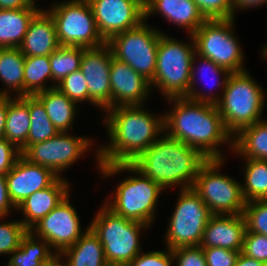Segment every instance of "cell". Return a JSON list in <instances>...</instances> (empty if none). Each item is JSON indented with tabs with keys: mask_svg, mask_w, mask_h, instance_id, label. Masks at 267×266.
<instances>
[{
	"mask_svg": "<svg viewBox=\"0 0 267 266\" xmlns=\"http://www.w3.org/2000/svg\"><path fill=\"white\" fill-rule=\"evenodd\" d=\"M105 112L111 142L97 149L98 165L131 164L164 132V116L157 117L141 105H118Z\"/></svg>",
	"mask_w": 267,
	"mask_h": 266,
	"instance_id": "obj_1",
	"label": "cell"
},
{
	"mask_svg": "<svg viewBox=\"0 0 267 266\" xmlns=\"http://www.w3.org/2000/svg\"><path fill=\"white\" fill-rule=\"evenodd\" d=\"M168 100L174 107L163 115L164 134L196 148L208 159H223L217 148L233 141V136L226 130L217 106L186 97Z\"/></svg>",
	"mask_w": 267,
	"mask_h": 266,
	"instance_id": "obj_2",
	"label": "cell"
},
{
	"mask_svg": "<svg viewBox=\"0 0 267 266\" xmlns=\"http://www.w3.org/2000/svg\"><path fill=\"white\" fill-rule=\"evenodd\" d=\"M207 160L196 148L163 135L131 164L163 189L175 185L187 189L193 187Z\"/></svg>",
	"mask_w": 267,
	"mask_h": 266,
	"instance_id": "obj_3",
	"label": "cell"
},
{
	"mask_svg": "<svg viewBox=\"0 0 267 266\" xmlns=\"http://www.w3.org/2000/svg\"><path fill=\"white\" fill-rule=\"evenodd\" d=\"M100 172L105 177H111L123 171L137 173L139 176H129L117 185L113 200L103 203L107 208L125 219L137 221L150 226L155 217V207L163 188L144 176L132 164L99 165Z\"/></svg>",
	"mask_w": 267,
	"mask_h": 266,
	"instance_id": "obj_4",
	"label": "cell"
},
{
	"mask_svg": "<svg viewBox=\"0 0 267 266\" xmlns=\"http://www.w3.org/2000/svg\"><path fill=\"white\" fill-rule=\"evenodd\" d=\"M216 104L226 130L234 137L244 127L261 120L265 92L247 70L231 73Z\"/></svg>",
	"mask_w": 267,
	"mask_h": 266,
	"instance_id": "obj_5",
	"label": "cell"
},
{
	"mask_svg": "<svg viewBox=\"0 0 267 266\" xmlns=\"http://www.w3.org/2000/svg\"><path fill=\"white\" fill-rule=\"evenodd\" d=\"M89 227L103 245L107 264L127 266L141 252V229L149 226L125 219L103 205Z\"/></svg>",
	"mask_w": 267,
	"mask_h": 266,
	"instance_id": "obj_6",
	"label": "cell"
},
{
	"mask_svg": "<svg viewBox=\"0 0 267 266\" xmlns=\"http://www.w3.org/2000/svg\"><path fill=\"white\" fill-rule=\"evenodd\" d=\"M189 37L193 43L178 42L165 33L160 35L156 70L150 85L161 90L166 99L188 95L191 63L196 53L193 37Z\"/></svg>",
	"mask_w": 267,
	"mask_h": 266,
	"instance_id": "obj_7",
	"label": "cell"
},
{
	"mask_svg": "<svg viewBox=\"0 0 267 266\" xmlns=\"http://www.w3.org/2000/svg\"><path fill=\"white\" fill-rule=\"evenodd\" d=\"M223 159H208L200 168L193 189L212 215L243 214L246 201L242 184L219 172ZM218 171V172H217Z\"/></svg>",
	"mask_w": 267,
	"mask_h": 266,
	"instance_id": "obj_8",
	"label": "cell"
},
{
	"mask_svg": "<svg viewBox=\"0 0 267 266\" xmlns=\"http://www.w3.org/2000/svg\"><path fill=\"white\" fill-rule=\"evenodd\" d=\"M60 46L96 48L104 45L88 0H69L51 6Z\"/></svg>",
	"mask_w": 267,
	"mask_h": 266,
	"instance_id": "obj_9",
	"label": "cell"
},
{
	"mask_svg": "<svg viewBox=\"0 0 267 266\" xmlns=\"http://www.w3.org/2000/svg\"><path fill=\"white\" fill-rule=\"evenodd\" d=\"M233 24L234 18L206 20L192 34L196 54L212 60L230 73L246 70L243 52L232 32Z\"/></svg>",
	"mask_w": 267,
	"mask_h": 266,
	"instance_id": "obj_10",
	"label": "cell"
},
{
	"mask_svg": "<svg viewBox=\"0 0 267 266\" xmlns=\"http://www.w3.org/2000/svg\"><path fill=\"white\" fill-rule=\"evenodd\" d=\"M162 32L143 21L138 27L113 36L106 42L117 60L127 63L150 83L154 79Z\"/></svg>",
	"mask_w": 267,
	"mask_h": 266,
	"instance_id": "obj_11",
	"label": "cell"
},
{
	"mask_svg": "<svg viewBox=\"0 0 267 266\" xmlns=\"http://www.w3.org/2000/svg\"><path fill=\"white\" fill-rule=\"evenodd\" d=\"M180 193L165 235L170 250L199 246L206 224L212 216L193 188L181 189Z\"/></svg>",
	"mask_w": 267,
	"mask_h": 266,
	"instance_id": "obj_12",
	"label": "cell"
},
{
	"mask_svg": "<svg viewBox=\"0 0 267 266\" xmlns=\"http://www.w3.org/2000/svg\"><path fill=\"white\" fill-rule=\"evenodd\" d=\"M67 133L59 132L46 141L29 145L21 154L28 161L49 168L57 176L63 177L61 172L75 163L92 144L88 137L70 136Z\"/></svg>",
	"mask_w": 267,
	"mask_h": 266,
	"instance_id": "obj_13",
	"label": "cell"
},
{
	"mask_svg": "<svg viewBox=\"0 0 267 266\" xmlns=\"http://www.w3.org/2000/svg\"><path fill=\"white\" fill-rule=\"evenodd\" d=\"M105 42L145 21L144 0H88Z\"/></svg>",
	"mask_w": 267,
	"mask_h": 266,
	"instance_id": "obj_14",
	"label": "cell"
},
{
	"mask_svg": "<svg viewBox=\"0 0 267 266\" xmlns=\"http://www.w3.org/2000/svg\"><path fill=\"white\" fill-rule=\"evenodd\" d=\"M69 194L30 231L50 244L60 255L74 245L84 234L75 208L69 202Z\"/></svg>",
	"mask_w": 267,
	"mask_h": 266,
	"instance_id": "obj_15",
	"label": "cell"
},
{
	"mask_svg": "<svg viewBox=\"0 0 267 266\" xmlns=\"http://www.w3.org/2000/svg\"><path fill=\"white\" fill-rule=\"evenodd\" d=\"M113 53L110 46L86 48L80 70L87 81L89 102L104 110L111 108L110 66Z\"/></svg>",
	"mask_w": 267,
	"mask_h": 266,
	"instance_id": "obj_16",
	"label": "cell"
},
{
	"mask_svg": "<svg viewBox=\"0 0 267 266\" xmlns=\"http://www.w3.org/2000/svg\"><path fill=\"white\" fill-rule=\"evenodd\" d=\"M58 178L49 168L34 164L21 155L6 174L9 198L17 207L34 192L49 187Z\"/></svg>",
	"mask_w": 267,
	"mask_h": 266,
	"instance_id": "obj_17",
	"label": "cell"
},
{
	"mask_svg": "<svg viewBox=\"0 0 267 266\" xmlns=\"http://www.w3.org/2000/svg\"><path fill=\"white\" fill-rule=\"evenodd\" d=\"M111 108L144 104L151 91L148 80L133 70L127 63L112 56L110 66ZM119 103V104H118Z\"/></svg>",
	"mask_w": 267,
	"mask_h": 266,
	"instance_id": "obj_18",
	"label": "cell"
},
{
	"mask_svg": "<svg viewBox=\"0 0 267 266\" xmlns=\"http://www.w3.org/2000/svg\"><path fill=\"white\" fill-rule=\"evenodd\" d=\"M246 221L243 214L212 215L200 243L202 248H225L242 251Z\"/></svg>",
	"mask_w": 267,
	"mask_h": 266,
	"instance_id": "obj_19",
	"label": "cell"
},
{
	"mask_svg": "<svg viewBox=\"0 0 267 266\" xmlns=\"http://www.w3.org/2000/svg\"><path fill=\"white\" fill-rule=\"evenodd\" d=\"M59 46L55 22L50 13L41 8L29 23L18 48L24 56H50Z\"/></svg>",
	"mask_w": 267,
	"mask_h": 266,
	"instance_id": "obj_20",
	"label": "cell"
},
{
	"mask_svg": "<svg viewBox=\"0 0 267 266\" xmlns=\"http://www.w3.org/2000/svg\"><path fill=\"white\" fill-rule=\"evenodd\" d=\"M144 8L145 21L155 12L160 13L169 22L189 30L190 35L206 21L193 0H144Z\"/></svg>",
	"mask_w": 267,
	"mask_h": 266,
	"instance_id": "obj_21",
	"label": "cell"
},
{
	"mask_svg": "<svg viewBox=\"0 0 267 266\" xmlns=\"http://www.w3.org/2000/svg\"><path fill=\"white\" fill-rule=\"evenodd\" d=\"M68 192L69 183L62 177L49 187L34 192L16 207L25 215V218L20 221L30 230L51 212L69 194Z\"/></svg>",
	"mask_w": 267,
	"mask_h": 266,
	"instance_id": "obj_22",
	"label": "cell"
},
{
	"mask_svg": "<svg viewBox=\"0 0 267 266\" xmlns=\"http://www.w3.org/2000/svg\"><path fill=\"white\" fill-rule=\"evenodd\" d=\"M39 10L37 6L23 9H0V48H18L29 23Z\"/></svg>",
	"mask_w": 267,
	"mask_h": 266,
	"instance_id": "obj_23",
	"label": "cell"
},
{
	"mask_svg": "<svg viewBox=\"0 0 267 266\" xmlns=\"http://www.w3.org/2000/svg\"><path fill=\"white\" fill-rule=\"evenodd\" d=\"M60 255L67 258L64 266H109L103 245L89 226L80 239Z\"/></svg>",
	"mask_w": 267,
	"mask_h": 266,
	"instance_id": "obj_24",
	"label": "cell"
},
{
	"mask_svg": "<svg viewBox=\"0 0 267 266\" xmlns=\"http://www.w3.org/2000/svg\"><path fill=\"white\" fill-rule=\"evenodd\" d=\"M46 113L59 132H69L76 117L77 104L62 93L57 87L36 93Z\"/></svg>",
	"mask_w": 267,
	"mask_h": 266,
	"instance_id": "obj_25",
	"label": "cell"
},
{
	"mask_svg": "<svg viewBox=\"0 0 267 266\" xmlns=\"http://www.w3.org/2000/svg\"><path fill=\"white\" fill-rule=\"evenodd\" d=\"M230 141L233 152L245 159L267 160V120L244 127Z\"/></svg>",
	"mask_w": 267,
	"mask_h": 266,
	"instance_id": "obj_26",
	"label": "cell"
},
{
	"mask_svg": "<svg viewBox=\"0 0 267 266\" xmlns=\"http://www.w3.org/2000/svg\"><path fill=\"white\" fill-rule=\"evenodd\" d=\"M14 98L8 95L5 138L16 145L22 153L27 148L31 119L28 105L20 97Z\"/></svg>",
	"mask_w": 267,
	"mask_h": 266,
	"instance_id": "obj_27",
	"label": "cell"
},
{
	"mask_svg": "<svg viewBox=\"0 0 267 266\" xmlns=\"http://www.w3.org/2000/svg\"><path fill=\"white\" fill-rule=\"evenodd\" d=\"M38 239L29 230L23 236L20 246L10 254L12 257L7 266H41L58 255L52 252V247L48 242L42 238Z\"/></svg>",
	"mask_w": 267,
	"mask_h": 266,
	"instance_id": "obj_28",
	"label": "cell"
},
{
	"mask_svg": "<svg viewBox=\"0 0 267 266\" xmlns=\"http://www.w3.org/2000/svg\"><path fill=\"white\" fill-rule=\"evenodd\" d=\"M25 56L19 48H0V80L16 97L24 96Z\"/></svg>",
	"mask_w": 267,
	"mask_h": 266,
	"instance_id": "obj_29",
	"label": "cell"
},
{
	"mask_svg": "<svg viewBox=\"0 0 267 266\" xmlns=\"http://www.w3.org/2000/svg\"><path fill=\"white\" fill-rule=\"evenodd\" d=\"M29 108L31 126L27 136V147L56 136L59 131L49 119L45 107L35 95L20 97Z\"/></svg>",
	"mask_w": 267,
	"mask_h": 266,
	"instance_id": "obj_30",
	"label": "cell"
},
{
	"mask_svg": "<svg viewBox=\"0 0 267 266\" xmlns=\"http://www.w3.org/2000/svg\"><path fill=\"white\" fill-rule=\"evenodd\" d=\"M52 80V70L49 56H25L24 63V96L35 95L36 93L54 88L55 85L47 88L44 83Z\"/></svg>",
	"mask_w": 267,
	"mask_h": 266,
	"instance_id": "obj_31",
	"label": "cell"
},
{
	"mask_svg": "<svg viewBox=\"0 0 267 266\" xmlns=\"http://www.w3.org/2000/svg\"><path fill=\"white\" fill-rule=\"evenodd\" d=\"M245 162L244 199L246 202L262 200L267 194V160L246 159Z\"/></svg>",
	"mask_w": 267,
	"mask_h": 266,
	"instance_id": "obj_32",
	"label": "cell"
},
{
	"mask_svg": "<svg viewBox=\"0 0 267 266\" xmlns=\"http://www.w3.org/2000/svg\"><path fill=\"white\" fill-rule=\"evenodd\" d=\"M84 49L83 47L59 46L49 56L55 87L67 75L80 69Z\"/></svg>",
	"mask_w": 267,
	"mask_h": 266,
	"instance_id": "obj_33",
	"label": "cell"
},
{
	"mask_svg": "<svg viewBox=\"0 0 267 266\" xmlns=\"http://www.w3.org/2000/svg\"><path fill=\"white\" fill-rule=\"evenodd\" d=\"M195 57H199V61H202V66L203 67H194V65L193 64H195L194 62L196 61L195 59ZM201 57V58H200ZM200 68H203L202 70L200 69ZM196 69V70H195ZM209 70V71H211V73L214 75V76H217L218 77V75L219 74H222V78H224L223 79V81L221 82H219L217 85H218V87H220V88H225V86H226V83H227V80H228V78H229V76L231 75V73L229 72V71H227L226 69H224V68H222V67H220V66H218L215 62H213L212 60H210V59H208V58H205V57H202V56H200V55H197L196 53L194 54V56H193V59H192V63H191V79H190V84H189V89H188V95L186 96V98H188V99H191V100H194V101H197V102H204V103H210V104H214V105H216L219 101H220V99H221V96L219 97H217V96H212L210 93H208V94H205V93H203V92H201L200 93V91L198 92H196V87H195V83H196V74L195 73H197V72H199V71H203L202 73H201V75H204V70ZM199 70V71H198ZM195 71H197V72H195ZM205 77H207L209 74V72L207 73V71H205ZM216 78V77H215ZM211 79V78H210ZM217 79V78H216ZM219 79H217V81H218ZM215 84V83H214ZM216 86V85H215ZM211 89V88H210ZM210 95V96H209Z\"/></svg>",
	"mask_w": 267,
	"mask_h": 266,
	"instance_id": "obj_34",
	"label": "cell"
},
{
	"mask_svg": "<svg viewBox=\"0 0 267 266\" xmlns=\"http://www.w3.org/2000/svg\"><path fill=\"white\" fill-rule=\"evenodd\" d=\"M243 215L246 221V232L267 236V202L263 200L246 202Z\"/></svg>",
	"mask_w": 267,
	"mask_h": 266,
	"instance_id": "obj_35",
	"label": "cell"
},
{
	"mask_svg": "<svg viewBox=\"0 0 267 266\" xmlns=\"http://www.w3.org/2000/svg\"><path fill=\"white\" fill-rule=\"evenodd\" d=\"M56 87L76 104L89 102L87 81L80 69L67 75Z\"/></svg>",
	"mask_w": 267,
	"mask_h": 266,
	"instance_id": "obj_36",
	"label": "cell"
},
{
	"mask_svg": "<svg viewBox=\"0 0 267 266\" xmlns=\"http://www.w3.org/2000/svg\"><path fill=\"white\" fill-rule=\"evenodd\" d=\"M29 230L19 220L0 223V254H11Z\"/></svg>",
	"mask_w": 267,
	"mask_h": 266,
	"instance_id": "obj_37",
	"label": "cell"
},
{
	"mask_svg": "<svg viewBox=\"0 0 267 266\" xmlns=\"http://www.w3.org/2000/svg\"><path fill=\"white\" fill-rule=\"evenodd\" d=\"M206 20L233 18V0H193Z\"/></svg>",
	"mask_w": 267,
	"mask_h": 266,
	"instance_id": "obj_38",
	"label": "cell"
},
{
	"mask_svg": "<svg viewBox=\"0 0 267 266\" xmlns=\"http://www.w3.org/2000/svg\"><path fill=\"white\" fill-rule=\"evenodd\" d=\"M241 253L267 264V236L255 232H246Z\"/></svg>",
	"mask_w": 267,
	"mask_h": 266,
	"instance_id": "obj_39",
	"label": "cell"
},
{
	"mask_svg": "<svg viewBox=\"0 0 267 266\" xmlns=\"http://www.w3.org/2000/svg\"><path fill=\"white\" fill-rule=\"evenodd\" d=\"M176 266H207L203 248L199 246L180 247L171 250Z\"/></svg>",
	"mask_w": 267,
	"mask_h": 266,
	"instance_id": "obj_40",
	"label": "cell"
},
{
	"mask_svg": "<svg viewBox=\"0 0 267 266\" xmlns=\"http://www.w3.org/2000/svg\"><path fill=\"white\" fill-rule=\"evenodd\" d=\"M164 251L140 252L127 266H172L173 257L170 249Z\"/></svg>",
	"mask_w": 267,
	"mask_h": 266,
	"instance_id": "obj_41",
	"label": "cell"
},
{
	"mask_svg": "<svg viewBox=\"0 0 267 266\" xmlns=\"http://www.w3.org/2000/svg\"><path fill=\"white\" fill-rule=\"evenodd\" d=\"M207 266H235L240 254L239 251H232L225 248L211 247L203 248Z\"/></svg>",
	"mask_w": 267,
	"mask_h": 266,
	"instance_id": "obj_42",
	"label": "cell"
},
{
	"mask_svg": "<svg viewBox=\"0 0 267 266\" xmlns=\"http://www.w3.org/2000/svg\"><path fill=\"white\" fill-rule=\"evenodd\" d=\"M21 150L5 137L0 138V174L6 175L21 156Z\"/></svg>",
	"mask_w": 267,
	"mask_h": 266,
	"instance_id": "obj_43",
	"label": "cell"
},
{
	"mask_svg": "<svg viewBox=\"0 0 267 266\" xmlns=\"http://www.w3.org/2000/svg\"><path fill=\"white\" fill-rule=\"evenodd\" d=\"M14 208L16 210L8 195L6 175L0 174V218L8 216L10 209Z\"/></svg>",
	"mask_w": 267,
	"mask_h": 266,
	"instance_id": "obj_44",
	"label": "cell"
},
{
	"mask_svg": "<svg viewBox=\"0 0 267 266\" xmlns=\"http://www.w3.org/2000/svg\"><path fill=\"white\" fill-rule=\"evenodd\" d=\"M9 90L3 89L0 91V138L5 137V125H6V114L8 111V95Z\"/></svg>",
	"mask_w": 267,
	"mask_h": 266,
	"instance_id": "obj_45",
	"label": "cell"
},
{
	"mask_svg": "<svg viewBox=\"0 0 267 266\" xmlns=\"http://www.w3.org/2000/svg\"><path fill=\"white\" fill-rule=\"evenodd\" d=\"M263 4H267V0H233V18L234 13H236V10L240 9H247L255 6H261Z\"/></svg>",
	"mask_w": 267,
	"mask_h": 266,
	"instance_id": "obj_46",
	"label": "cell"
},
{
	"mask_svg": "<svg viewBox=\"0 0 267 266\" xmlns=\"http://www.w3.org/2000/svg\"><path fill=\"white\" fill-rule=\"evenodd\" d=\"M32 5L30 0H0V9H23Z\"/></svg>",
	"mask_w": 267,
	"mask_h": 266,
	"instance_id": "obj_47",
	"label": "cell"
},
{
	"mask_svg": "<svg viewBox=\"0 0 267 266\" xmlns=\"http://www.w3.org/2000/svg\"><path fill=\"white\" fill-rule=\"evenodd\" d=\"M235 266H267V264L262 263L258 260L249 258L240 252L236 260Z\"/></svg>",
	"mask_w": 267,
	"mask_h": 266,
	"instance_id": "obj_48",
	"label": "cell"
},
{
	"mask_svg": "<svg viewBox=\"0 0 267 266\" xmlns=\"http://www.w3.org/2000/svg\"><path fill=\"white\" fill-rule=\"evenodd\" d=\"M41 266H64L63 263H61V255H57L54 259H52L50 262L44 263Z\"/></svg>",
	"mask_w": 267,
	"mask_h": 266,
	"instance_id": "obj_49",
	"label": "cell"
},
{
	"mask_svg": "<svg viewBox=\"0 0 267 266\" xmlns=\"http://www.w3.org/2000/svg\"><path fill=\"white\" fill-rule=\"evenodd\" d=\"M262 55L264 58H267V46H264Z\"/></svg>",
	"mask_w": 267,
	"mask_h": 266,
	"instance_id": "obj_50",
	"label": "cell"
},
{
	"mask_svg": "<svg viewBox=\"0 0 267 266\" xmlns=\"http://www.w3.org/2000/svg\"><path fill=\"white\" fill-rule=\"evenodd\" d=\"M262 200L265 201V202H267V194H266V196Z\"/></svg>",
	"mask_w": 267,
	"mask_h": 266,
	"instance_id": "obj_51",
	"label": "cell"
},
{
	"mask_svg": "<svg viewBox=\"0 0 267 266\" xmlns=\"http://www.w3.org/2000/svg\"><path fill=\"white\" fill-rule=\"evenodd\" d=\"M30 2L32 3V5H36L35 0H30Z\"/></svg>",
	"mask_w": 267,
	"mask_h": 266,
	"instance_id": "obj_52",
	"label": "cell"
}]
</instances>
